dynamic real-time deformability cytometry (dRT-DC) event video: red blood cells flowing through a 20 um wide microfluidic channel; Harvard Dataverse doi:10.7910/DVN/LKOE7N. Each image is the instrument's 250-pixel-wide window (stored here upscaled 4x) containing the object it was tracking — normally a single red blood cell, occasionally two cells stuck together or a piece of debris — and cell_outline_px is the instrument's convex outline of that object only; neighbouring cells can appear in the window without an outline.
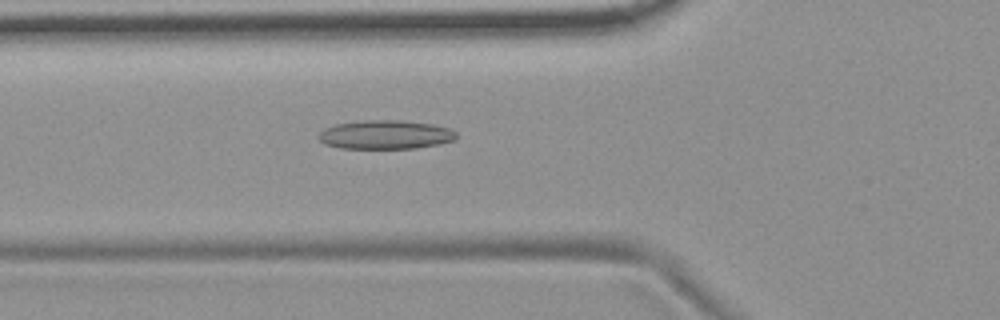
{"species": "common noctule bat (a hibernating species)", "species_latin": "Nyctalus noctula", "temperature_condition": "room temperature", "stored_images_in_passage": 37, "camera_frame_rate_fps": 3000, "um_per_image_px": 0.085, "animal": {"sex": "female", "body_mass_g": 19.9}, "frame": {"image": 1, "passage_image": 9, "time_ms": 2.667, "image_size_px": [1000, 320], "cell_outline_px": [[456, 140], [440, 144], [416, 148], [340, 148], [324, 144], [316, 136], [324, 128], [336, 124], [360, 120], [400, 120], [432, 124], [448, 128], [456, 132]], "centroid_in_image_um": [32.74, 11.44], "position_along_channel_um": 93.1, "area_um2": 23.29}}
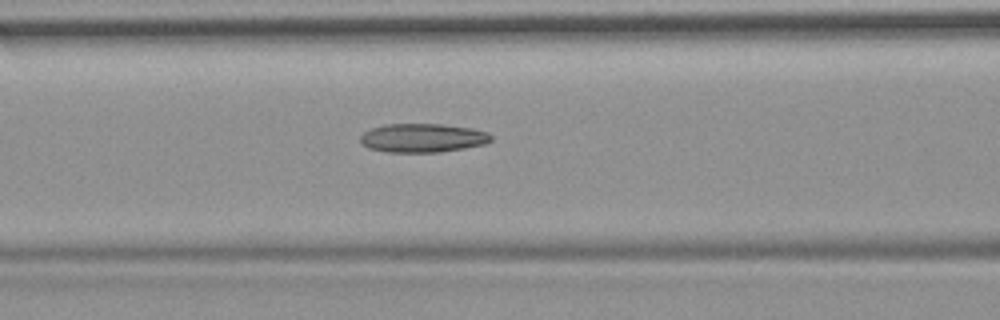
{"frame": {"image": 2, "passage_image": 12, "time_ms": 3.667, "image_size_px": [1000, 320], "cell_outline_px": [[492, 140], [484, 144], [464, 148], [440, 152], [388, 152], [368, 148], [360, 144], [360, 136], [364, 132], [372, 128], [384, 124], [444, 124], [472, 128], [488, 132], [492, 136]], "centroid_in_image_um": [35.92, 11.72], "position_along_channel_um": 130.7, "area_um2": 22.08}}
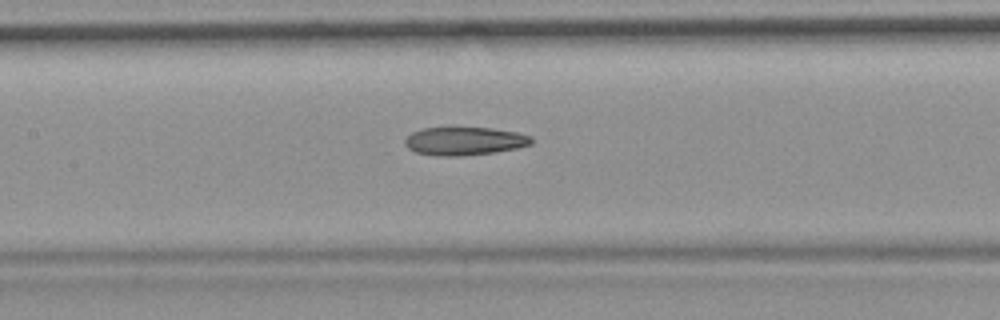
{"frame": {"image": 3, "passage_image": 15, "time_ms": 4.667, "image_size_px": [1000, 320], "cell_outline_px": [[532, 144], [516, 148], [496, 152], [460, 156], [440, 156], [416, 152], [408, 148], [404, 144], [404, 140], [412, 132], [424, 128], [492, 128], [516, 132], [532, 136]], "centroid_in_image_um": [39.49, 11.99], "position_along_channel_um": 167.9, "area_um2": 20.69}, "authors_computed_cell_mechanics": {"area_um2": 20.9814, "velocity_mm_per_s": 3.7188, "shape_relaxation_time_tau1_ms": null, "shape_relaxation_time_tau2_ms": 6.9605, "deformation_change_tau1": null, "deformation_change_tau2": 0.1976}}